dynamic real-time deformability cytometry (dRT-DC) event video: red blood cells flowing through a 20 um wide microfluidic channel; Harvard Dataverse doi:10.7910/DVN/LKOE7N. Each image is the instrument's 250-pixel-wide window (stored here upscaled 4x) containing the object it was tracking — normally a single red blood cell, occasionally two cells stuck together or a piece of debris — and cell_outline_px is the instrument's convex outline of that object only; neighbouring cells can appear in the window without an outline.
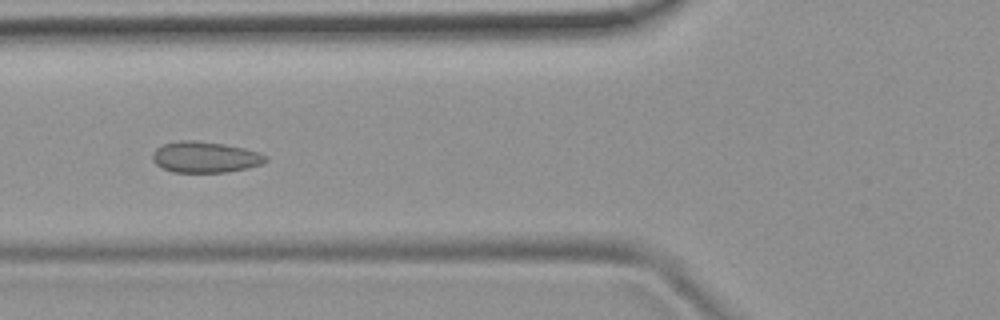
{"species": "common noctule bat (a hibernating species)", "species_latin": "Nyctalus noctula", "temperature_condition": "room temperature", "stored_images_in_passage": 7, "camera_frame_rate_fps": 3000, "um_per_image_px": 0.085, "animal": {"sex": "female", "body_mass_g": 19.9}, "frame": {"image": 1, "passage_image": 5, "time_ms": 5.333, "image_size_px": [1000, 320], "cell_outline_px": [[268, 160], [260, 164], [248, 168], [228, 172], [172, 172], [156, 164], [152, 160], [152, 152], [156, 148], [164, 144], [176, 140], [196, 140], [224, 144], [244, 148], [260, 152], [268, 156]], "centroid_in_image_um": [17.44, 13.34], "position_along_channel_um": 108.4, "area_um2": 20.63}}
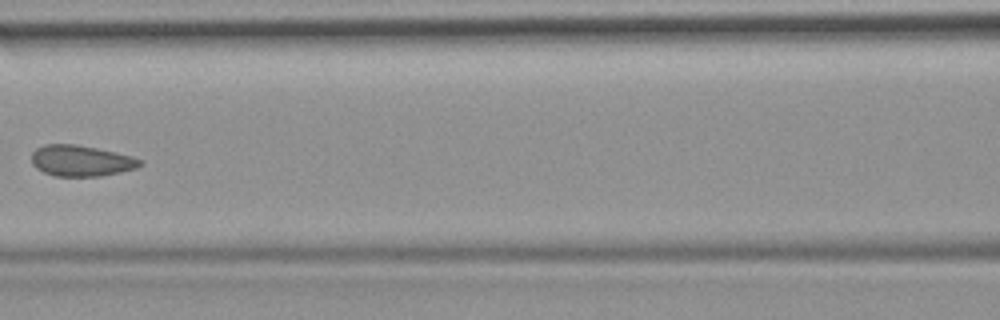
{"frame": {"image": 2, "passage_image": 6, "time_ms": 6.667, "image_size_px": [1000, 320], "cell_outline_px": [[144, 164], [136, 168], [120, 172], [100, 176], [56, 176], [44, 172], [36, 168], [32, 164], [32, 152], [36, 148], [44, 144], [76, 144], [116, 152], [132, 156], [144, 160]], "centroid_in_image_um": [6.91, 13.66], "position_along_channel_um": 159.7, "area_um2": 19.71}}
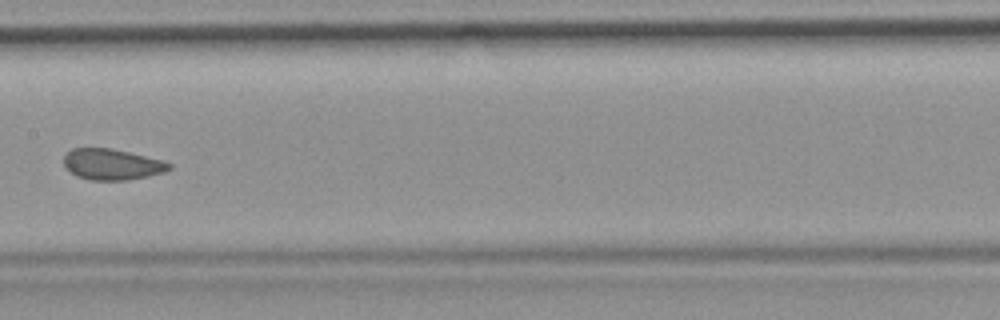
{"frame": {"image": 3, "passage_image": 7, "time_ms": 7.667, "image_size_px": [1000, 320], "cell_outline_px": [[172, 168], [164, 172], [148, 176], [128, 180], [88, 180], [76, 176], [64, 168], [64, 156], [72, 148], [112, 148], [160, 160], [172, 164]], "centroid_in_image_um": [9.48, 13.98], "position_along_channel_um": 197.9, "area_um2": 19.02}}